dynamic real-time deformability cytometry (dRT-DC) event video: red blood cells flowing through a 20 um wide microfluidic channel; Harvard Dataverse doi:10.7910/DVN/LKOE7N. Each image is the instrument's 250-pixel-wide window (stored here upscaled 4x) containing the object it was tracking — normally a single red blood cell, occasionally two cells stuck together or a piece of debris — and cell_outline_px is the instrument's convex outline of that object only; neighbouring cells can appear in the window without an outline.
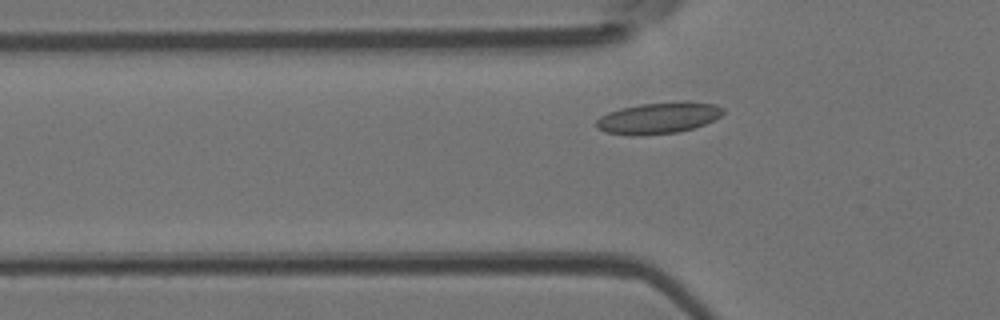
{"species": "Egyptian fruit bat (a non-hibernating species)", "species_latin": "Rousettus aegyptiacus", "temperature_condition": "room temperature", "stored_images_in_passage": 40, "camera_frame_rate_fps": 3000, "um_per_image_px": 0.085, "animal": {"sex": "female"}, "frame": {"image": 1, "passage_image": 8, "time_ms": 2.333, "image_size_px": [1000, 320], "cell_outline_px": [[724, 112], [720, 116], [704, 124], [692, 128], [676, 132], [632, 136], [604, 132], [596, 128], [596, 120], [600, 116], [608, 112], [620, 108], [640, 104], [684, 100], [716, 104], [724, 108]], "centroid_in_image_um": [55.95, 10.01], "position_along_channel_um": 69.9, "area_um2": 23.35}}
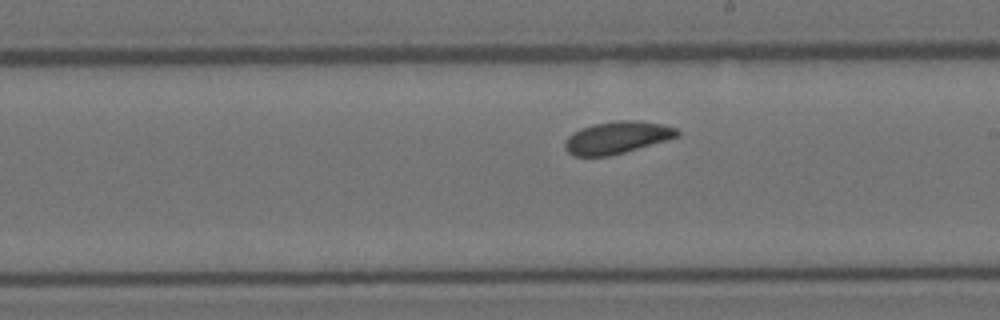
{"frame": {"image": 2, "passage_image": 21, "time_ms": 6.667, "image_size_px": [1000, 320], "cell_outline_px": [[680, 136], [668, 140], [624, 152], [608, 156], [572, 156], [564, 148], [564, 140], [572, 132], [580, 128], [592, 124], [616, 120], [636, 120], [664, 124], [676, 128], [680, 132]], "centroid_in_image_um": [52.44, 11.68], "position_along_channel_um": 236.6, "area_um2": 21.39}}
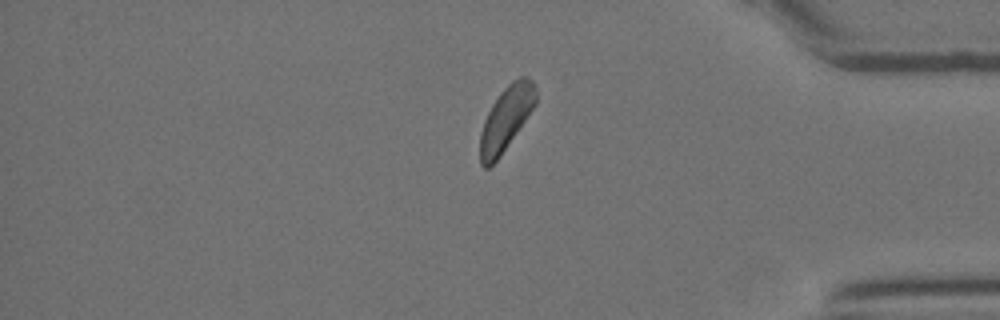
{"frame": {"image": 3, "passage_image": 35, "time_ms": 11.333, "image_size_px": [1000, 320], "cell_outline_px": [[536, 104], [500, 156], [488, 168], [484, 168], [480, 164], [480, 132], [484, 120], [492, 104], [500, 92], [512, 80], [520, 76], [528, 76], [532, 80], [536, 88]], "centroid_in_image_um": [43.01, 10.05], "position_along_channel_um": 392.2, "area_um2": 20.69}}